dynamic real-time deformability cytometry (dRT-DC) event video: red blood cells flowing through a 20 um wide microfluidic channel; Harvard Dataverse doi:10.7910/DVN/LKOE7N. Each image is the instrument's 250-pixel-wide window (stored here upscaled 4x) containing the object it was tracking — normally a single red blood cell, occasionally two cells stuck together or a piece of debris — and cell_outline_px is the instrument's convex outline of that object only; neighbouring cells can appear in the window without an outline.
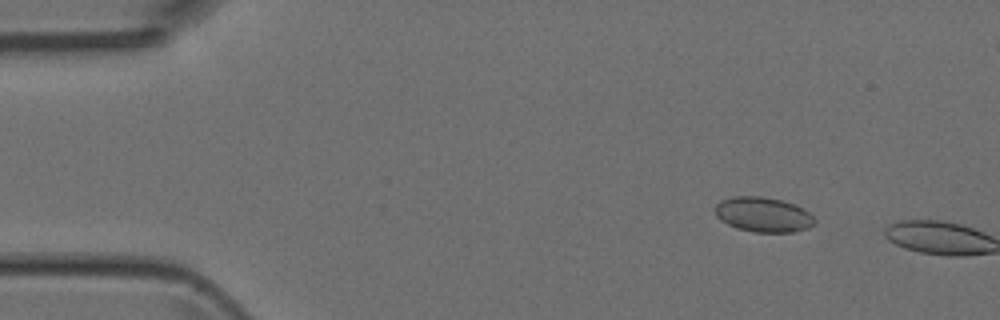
{"species": "Egyptian fruit bat (a non-hibernating species)", "species_latin": "Rousettus aegyptiacus", "temperature_condition": "room temperature", "stored_images_in_passage": 7, "camera_frame_rate_fps": 3000, "um_per_image_px": 0.085, "animal": {"sex": "female"}, "frame": {"image": 1, "passage_image": 6, "time_ms": 1.667, "image_size_px": [1000, 320], "cell_outline_px": [[816, 224], [808, 228], [792, 232], [752, 232], [736, 228], [720, 220], [716, 216], [716, 204], [720, 200], [732, 196], [764, 196], [796, 204], [804, 208], [816, 220]], "centroid_in_image_um": [64.88, 18.23], "position_along_channel_um": 20.1, "area_um2": 20.46}}